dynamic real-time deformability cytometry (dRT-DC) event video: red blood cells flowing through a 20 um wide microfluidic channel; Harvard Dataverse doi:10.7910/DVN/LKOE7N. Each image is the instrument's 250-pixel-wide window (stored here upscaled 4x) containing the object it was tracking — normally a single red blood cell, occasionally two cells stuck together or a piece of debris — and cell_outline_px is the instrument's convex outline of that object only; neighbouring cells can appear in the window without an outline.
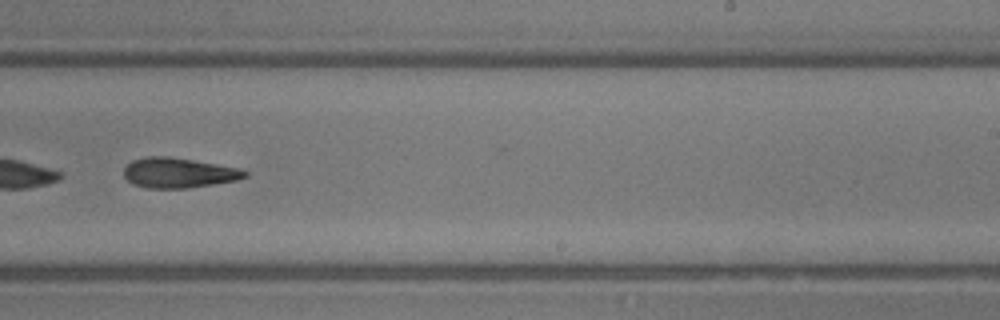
{"species": "common noctule bat (a hibernating species)", "species_latin": "Nyctalus noctula", "temperature_condition": "room temperature", "stored_images_in_passage": 26, "camera_frame_rate_fps": 3000, "um_per_image_px": 0.085, "animal": {"sex": "male", "body_mass_g": 13.3}, "frame": {"image": 1, "passage_image": 15, "time_ms": 4.667, "image_size_px": [1000, 320], "cell_outline_px": [[248, 176], [236, 180], [188, 188], [148, 188], [132, 184], [124, 176], [124, 168], [132, 160], [148, 156], [164, 156], [192, 160], [216, 164], [236, 168], [248, 172]], "centroid_in_image_um": [15.14, 14.69], "position_along_channel_um": 273.9, "area_um2": 20.92}}